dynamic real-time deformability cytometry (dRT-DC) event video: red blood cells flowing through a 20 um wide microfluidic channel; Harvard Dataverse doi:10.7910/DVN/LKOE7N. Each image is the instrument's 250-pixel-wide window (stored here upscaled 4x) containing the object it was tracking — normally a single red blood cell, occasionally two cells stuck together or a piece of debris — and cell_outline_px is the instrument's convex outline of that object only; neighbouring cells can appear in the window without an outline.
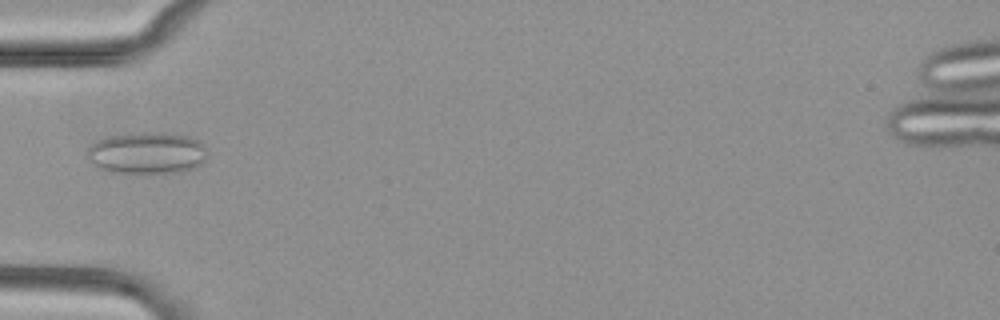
{"species": "common noctule bat (a hibernating species)", "species_latin": "Nyctalus noctula", "temperature_condition": "cold", "stored_images_in_passage": 5, "camera_frame_rate_fps": 3000, "um_per_image_px": 0.085, "animal": {"sex": "female", "body_mass_g": 29.2, "forearm_length_mm": 56.3}, "frame": {"image": 1, "passage_image": 5, "time_ms": 1.333, "image_size_px": [1000, 320], "cell_outline_px": [[204, 160], [196, 168], [176, 172], [112, 172], [96, 168], [92, 164], [88, 156], [88, 148], [96, 140], [108, 136], [140, 132], [160, 132], [188, 136], [200, 140], [204, 148]], "centroid_in_image_um": [12.46, 12.99], "position_along_channel_um": 72.5, "area_um2": 29.07}}